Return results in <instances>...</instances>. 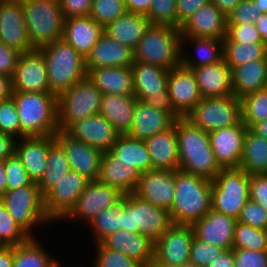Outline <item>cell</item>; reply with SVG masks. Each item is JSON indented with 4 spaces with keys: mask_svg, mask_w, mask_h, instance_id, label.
Segmentation results:
<instances>
[{
    "mask_svg": "<svg viewBox=\"0 0 267 267\" xmlns=\"http://www.w3.org/2000/svg\"><path fill=\"white\" fill-rule=\"evenodd\" d=\"M179 169L214 180L221 168L215 161L209 134L186 117L176 119Z\"/></svg>",
    "mask_w": 267,
    "mask_h": 267,
    "instance_id": "1",
    "label": "cell"
},
{
    "mask_svg": "<svg viewBox=\"0 0 267 267\" xmlns=\"http://www.w3.org/2000/svg\"><path fill=\"white\" fill-rule=\"evenodd\" d=\"M212 180L175 171V196L169 210L172 223L193 225L212 209Z\"/></svg>",
    "mask_w": 267,
    "mask_h": 267,
    "instance_id": "2",
    "label": "cell"
},
{
    "mask_svg": "<svg viewBox=\"0 0 267 267\" xmlns=\"http://www.w3.org/2000/svg\"><path fill=\"white\" fill-rule=\"evenodd\" d=\"M20 122V138L54 135L58 130L57 95L52 92L13 91Z\"/></svg>",
    "mask_w": 267,
    "mask_h": 267,
    "instance_id": "3",
    "label": "cell"
},
{
    "mask_svg": "<svg viewBox=\"0 0 267 267\" xmlns=\"http://www.w3.org/2000/svg\"><path fill=\"white\" fill-rule=\"evenodd\" d=\"M45 57L50 91L59 95L87 76L85 58L63 39L38 48Z\"/></svg>",
    "mask_w": 267,
    "mask_h": 267,
    "instance_id": "4",
    "label": "cell"
},
{
    "mask_svg": "<svg viewBox=\"0 0 267 267\" xmlns=\"http://www.w3.org/2000/svg\"><path fill=\"white\" fill-rule=\"evenodd\" d=\"M133 51L134 61L171 70L181 64L180 29L150 24Z\"/></svg>",
    "mask_w": 267,
    "mask_h": 267,
    "instance_id": "5",
    "label": "cell"
},
{
    "mask_svg": "<svg viewBox=\"0 0 267 267\" xmlns=\"http://www.w3.org/2000/svg\"><path fill=\"white\" fill-rule=\"evenodd\" d=\"M22 6L34 48L62 39L65 17L59 0H22Z\"/></svg>",
    "mask_w": 267,
    "mask_h": 267,
    "instance_id": "6",
    "label": "cell"
},
{
    "mask_svg": "<svg viewBox=\"0 0 267 267\" xmlns=\"http://www.w3.org/2000/svg\"><path fill=\"white\" fill-rule=\"evenodd\" d=\"M172 224L168 209L153 205L133 193L123 196L122 230L140 233L156 243Z\"/></svg>",
    "mask_w": 267,
    "mask_h": 267,
    "instance_id": "7",
    "label": "cell"
},
{
    "mask_svg": "<svg viewBox=\"0 0 267 267\" xmlns=\"http://www.w3.org/2000/svg\"><path fill=\"white\" fill-rule=\"evenodd\" d=\"M102 93L84 77L57 96L58 127L66 131L74 122L99 114Z\"/></svg>",
    "mask_w": 267,
    "mask_h": 267,
    "instance_id": "8",
    "label": "cell"
},
{
    "mask_svg": "<svg viewBox=\"0 0 267 267\" xmlns=\"http://www.w3.org/2000/svg\"><path fill=\"white\" fill-rule=\"evenodd\" d=\"M249 196V174L240 168L221 169L212 181V209L237 220Z\"/></svg>",
    "mask_w": 267,
    "mask_h": 267,
    "instance_id": "9",
    "label": "cell"
},
{
    "mask_svg": "<svg viewBox=\"0 0 267 267\" xmlns=\"http://www.w3.org/2000/svg\"><path fill=\"white\" fill-rule=\"evenodd\" d=\"M133 73L134 95L151 107L169 112L175 119L180 116L174 111L167 90L169 71L163 67L134 61Z\"/></svg>",
    "mask_w": 267,
    "mask_h": 267,
    "instance_id": "10",
    "label": "cell"
},
{
    "mask_svg": "<svg viewBox=\"0 0 267 267\" xmlns=\"http://www.w3.org/2000/svg\"><path fill=\"white\" fill-rule=\"evenodd\" d=\"M186 118L207 133L238 125L242 121L241 100L235 95L202 98Z\"/></svg>",
    "mask_w": 267,
    "mask_h": 267,
    "instance_id": "11",
    "label": "cell"
},
{
    "mask_svg": "<svg viewBox=\"0 0 267 267\" xmlns=\"http://www.w3.org/2000/svg\"><path fill=\"white\" fill-rule=\"evenodd\" d=\"M0 200L14 220L31 236V229L37 223L51 222L43 207V196L36 182L30 185L7 190Z\"/></svg>",
    "mask_w": 267,
    "mask_h": 267,
    "instance_id": "12",
    "label": "cell"
},
{
    "mask_svg": "<svg viewBox=\"0 0 267 267\" xmlns=\"http://www.w3.org/2000/svg\"><path fill=\"white\" fill-rule=\"evenodd\" d=\"M89 180L70 171L43 195V207L50 221L64 219L75 207Z\"/></svg>",
    "mask_w": 267,
    "mask_h": 267,
    "instance_id": "13",
    "label": "cell"
},
{
    "mask_svg": "<svg viewBox=\"0 0 267 267\" xmlns=\"http://www.w3.org/2000/svg\"><path fill=\"white\" fill-rule=\"evenodd\" d=\"M194 236L192 225L173 223L155 243L154 260L158 264L172 267L189 263Z\"/></svg>",
    "mask_w": 267,
    "mask_h": 267,
    "instance_id": "14",
    "label": "cell"
},
{
    "mask_svg": "<svg viewBox=\"0 0 267 267\" xmlns=\"http://www.w3.org/2000/svg\"><path fill=\"white\" fill-rule=\"evenodd\" d=\"M123 194L98 180L89 181L80 194L75 207L66 216L70 219H84L89 224L99 213L118 204Z\"/></svg>",
    "mask_w": 267,
    "mask_h": 267,
    "instance_id": "15",
    "label": "cell"
},
{
    "mask_svg": "<svg viewBox=\"0 0 267 267\" xmlns=\"http://www.w3.org/2000/svg\"><path fill=\"white\" fill-rule=\"evenodd\" d=\"M12 88L20 92H51L45 57L39 49L20 54L12 76Z\"/></svg>",
    "mask_w": 267,
    "mask_h": 267,
    "instance_id": "16",
    "label": "cell"
},
{
    "mask_svg": "<svg viewBox=\"0 0 267 267\" xmlns=\"http://www.w3.org/2000/svg\"><path fill=\"white\" fill-rule=\"evenodd\" d=\"M0 41L20 53L35 49L29 39L22 0H0Z\"/></svg>",
    "mask_w": 267,
    "mask_h": 267,
    "instance_id": "17",
    "label": "cell"
},
{
    "mask_svg": "<svg viewBox=\"0 0 267 267\" xmlns=\"http://www.w3.org/2000/svg\"><path fill=\"white\" fill-rule=\"evenodd\" d=\"M54 137L64 150L72 171L78 172L89 181L98 179L102 151L73 139L65 131L58 130Z\"/></svg>",
    "mask_w": 267,
    "mask_h": 267,
    "instance_id": "18",
    "label": "cell"
},
{
    "mask_svg": "<svg viewBox=\"0 0 267 267\" xmlns=\"http://www.w3.org/2000/svg\"><path fill=\"white\" fill-rule=\"evenodd\" d=\"M167 90L174 111L186 117L202 99L192 69L180 64L169 71Z\"/></svg>",
    "mask_w": 267,
    "mask_h": 267,
    "instance_id": "19",
    "label": "cell"
},
{
    "mask_svg": "<svg viewBox=\"0 0 267 267\" xmlns=\"http://www.w3.org/2000/svg\"><path fill=\"white\" fill-rule=\"evenodd\" d=\"M247 129V126L241 121L238 125L208 133L215 161L221 169L239 167Z\"/></svg>",
    "mask_w": 267,
    "mask_h": 267,
    "instance_id": "20",
    "label": "cell"
},
{
    "mask_svg": "<svg viewBox=\"0 0 267 267\" xmlns=\"http://www.w3.org/2000/svg\"><path fill=\"white\" fill-rule=\"evenodd\" d=\"M133 194L170 210L175 196V171L152 169L142 173Z\"/></svg>",
    "mask_w": 267,
    "mask_h": 267,
    "instance_id": "21",
    "label": "cell"
},
{
    "mask_svg": "<svg viewBox=\"0 0 267 267\" xmlns=\"http://www.w3.org/2000/svg\"><path fill=\"white\" fill-rule=\"evenodd\" d=\"M65 132L73 139L82 141L102 152L110 151L120 135L101 114L74 122Z\"/></svg>",
    "mask_w": 267,
    "mask_h": 267,
    "instance_id": "22",
    "label": "cell"
},
{
    "mask_svg": "<svg viewBox=\"0 0 267 267\" xmlns=\"http://www.w3.org/2000/svg\"><path fill=\"white\" fill-rule=\"evenodd\" d=\"M180 32L181 36L223 40L227 35V16L209 2L181 25Z\"/></svg>",
    "mask_w": 267,
    "mask_h": 267,
    "instance_id": "23",
    "label": "cell"
},
{
    "mask_svg": "<svg viewBox=\"0 0 267 267\" xmlns=\"http://www.w3.org/2000/svg\"><path fill=\"white\" fill-rule=\"evenodd\" d=\"M236 223L235 218L211 209L192 226L195 237L200 241L229 250L233 249Z\"/></svg>",
    "mask_w": 267,
    "mask_h": 267,
    "instance_id": "24",
    "label": "cell"
},
{
    "mask_svg": "<svg viewBox=\"0 0 267 267\" xmlns=\"http://www.w3.org/2000/svg\"><path fill=\"white\" fill-rule=\"evenodd\" d=\"M134 62V51L103 33L92 51L85 58L87 73L99 67H130Z\"/></svg>",
    "mask_w": 267,
    "mask_h": 267,
    "instance_id": "25",
    "label": "cell"
},
{
    "mask_svg": "<svg viewBox=\"0 0 267 267\" xmlns=\"http://www.w3.org/2000/svg\"><path fill=\"white\" fill-rule=\"evenodd\" d=\"M20 142L16 144L15 141L14 152L21 159L30 179L37 183L46 171L48 151L56 142L55 137H23Z\"/></svg>",
    "mask_w": 267,
    "mask_h": 267,
    "instance_id": "26",
    "label": "cell"
},
{
    "mask_svg": "<svg viewBox=\"0 0 267 267\" xmlns=\"http://www.w3.org/2000/svg\"><path fill=\"white\" fill-rule=\"evenodd\" d=\"M103 33L104 28L89 15L64 19L62 39L84 58L92 51Z\"/></svg>",
    "mask_w": 267,
    "mask_h": 267,
    "instance_id": "27",
    "label": "cell"
},
{
    "mask_svg": "<svg viewBox=\"0 0 267 267\" xmlns=\"http://www.w3.org/2000/svg\"><path fill=\"white\" fill-rule=\"evenodd\" d=\"M135 165L120 162L110 151L103 152L98 181L114 187L123 195L132 194L141 177Z\"/></svg>",
    "mask_w": 267,
    "mask_h": 267,
    "instance_id": "28",
    "label": "cell"
},
{
    "mask_svg": "<svg viewBox=\"0 0 267 267\" xmlns=\"http://www.w3.org/2000/svg\"><path fill=\"white\" fill-rule=\"evenodd\" d=\"M105 248L112 249L134 259L143 267L154 260L155 243L140 233L118 230L100 242Z\"/></svg>",
    "mask_w": 267,
    "mask_h": 267,
    "instance_id": "29",
    "label": "cell"
},
{
    "mask_svg": "<svg viewBox=\"0 0 267 267\" xmlns=\"http://www.w3.org/2000/svg\"><path fill=\"white\" fill-rule=\"evenodd\" d=\"M192 71L202 98L234 95L231 68L224 58L214 64L193 68Z\"/></svg>",
    "mask_w": 267,
    "mask_h": 267,
    "instance_id": "30",
    "label": "cell"
},
{
    "mask_svg": "<svg viewBox=\"0 0 267 267\" xmlns=\"http://www.w3.org/2000/svg\"><path fill=\"white\" fill-rule=\"evenodd\" d=\"M175 120L169 112L151 107L137 99L132 128L127 135L135 139L145 140L158 132L168 130Z\"/></svg>",
    "mask_w": 267,
    "mask_h": 267,
    "instance_id": "31",
    "label": "cell"
},
{
    "mask_svg": "<svg viewBox=\"0 0 267 267\" xmlns=\"http://www.w3.org/2000/svg\"><path fill=\"white\" fill-rule=\"evenodd\" d=\"M152 160V169H179L178 139L176 134V120L165 131L158 132L145 139Z\"/></svg>",
    "mask_w": 267,
    "mask_h": 267,
    "instance_id": "32",
    "label": "cell"
},
{
    "mask_svg": "<svg viewBox=\"0 0 267 267\" xmlns=\"http://www.w3.org/2000/svg\"><path fill=\"white\" fill-rule=\"evenodd\" d=\"M137 97L132 95L103 94L99 114L105 117L120 134L132 128Z\"/></svg>",
    "mask_w": 267,
    "mask_h": 267,
    "instance_id": "33",
    "label": "cell"
},
{
    "mask_svg": "<svg viewBox=\"0 0 267 267\" xmlns=\"http://www.w3.org/2000/svg\"><path fill=\"white\" fill-rule=\"evenodd\" d=\"M87 76L103 94H134L133 73L130 67H99L91 69Z\"/></svg>",
    "mask_w": 267,
    "mask_h": 267,
    "instance_id": "34",
    "label": "cell"
},
{
    "mask_svg": "<svg viewBox=\"0 0 267 267\" xmlns=\"http://www.w3.org/2000/svg\"><path fill=\"white\" fill-rule=\"evenodd\" d=\"M233 94L241 99L246 95L265 89L267 58L251 61L231 70Z\"/></svg>",
    "mask_w": 267,
    "mask_h": 267,
    "instance_id": "35",
    "label": "cell"
},
{
    "mask_svg": "<svg viewBox=\"0 0 267 267\" xmlns=\"http://www.w3.org/2000/svg\"><path fill=\"white\" fill-rule=\"evenodd\" d=\"M149 25V19L145 15L127 11L105 26L104 33L134 50Z\"/></svg>",
    "mask_w": 267,
    "mask_h": 267,
    "instance_id": "36",
    "label": "cell"
},
{
    "mask_svg": "<svg viewBox=\"0 0 267 267\" xmlns=\"http://www.w3.org/2000/svg\"><path fill=\"white\" fill-rule=\"evenodd\" d=\"M110 152L120 162L135 165L141 173L152 170V160L145 140L135 139L127 134H120L112 145Z\"/></svg>",
    "mask_w": 267,
    "mask_h": 267,
    "instance_id": "37",
    "label": "cell"
},
{
    "mask_svg": "<svg viewBox=\"0 0 267 267\" xmlns=\"http://www.w3.org/2000/svg\"><path fill=\"white\" fill-rule=\"evenodd\" d=\"M247 174H267V140L247 129L239 167Z\"/></svg>",
    "mask_w": 267,
    "mask_h": 267,
    "instance_id": "38",
    "label": "cell"
},
{
    "mask_svg": "<svg viewBox=\"0 0 267 267\" xmlns=\"http://www.w3.org/2000/svg\"><path fill=\"white\" fill-rule=\"evenodd\" d=\"M192 42L197 49V60H191L183 53V46L186 41ZM184 43V44H183ZM223 56V40L215 38H194L190 36H181V64L187 68L193 69L208 64H214L221 61ZM196 61V62H195Z\"/></svg>",
    "mask_w": 267,
    "mask_h": 267,
    "instance_id": "39",
    "label": "cell"
},
{
    "mask_svg": "<svg viewBox=\"0 0 267 267\" xmlns=\"http://www.w3.org/2000/svg\"><path fill=\"white\" fill-rule=\"evenodd\" d=\"M223 56L232 70L251 61L267 58V44L235 42L226 35L223 39Z\"/></svg>",
    "mask_w": 267,
    "mask_h": 267,
    "instance_id": "40",
    "label": "cell"
},
{
    "mask_svg": "<svg viewBox=\"0 0 267 267\" xmlns=\"http://www.w3.org/2000/svg\"><path fill=\"white\" fill-rule=\"evenodd\" d=\"M70 171V163L64 150L55 142L48 151L46 171L37 182L40 194L43 196L57 181Z\"/></svg>",
    "mask_w": 267,
    "mask_h": 267,
    "instance_id": "41",
    "label": "cell"
},
{
    "mask_svg": "<svg viewBox=\"0 0 267 267\" xmlns=\"http://www.w3.org/2000/svg\"><path fill=\"white\" fill-rule=\"evenodd\" d=\"M39 244L31 237L27 242L13 246L12 267H59V262L51 259Z\"/></svg>",
    "mask_w": 267,
    "mask_h": 267,
    "instance_id": "42",
    "label": "cell"
},
{
    "mask_svg": "<svg viewBox=\"0 0 267 267\" xmlns=\"http://www.w3.org/2000/svg\"><path fill=\"white\" fill-rule=\"evenodd\" d=\"M123 199L116 205L99 213L91 222L95 231V242L100 243L105 237L122 230Z\"/></svg>",
    "mask_w": 267,
    "mask_h": 267,
    "instance_id": "43",
    "label": "cell"
},
{
    "mask_svg": "<svg viewBox=\"0 0 267 267\" xmlns=\"http://www.w3.org/2000/svg\"><path fill=\"white\" fill-rule=\"evenodd\" d=\"M241 100L242 122L249 129L253 124L267 119V90L244 96Z\"/></svg>",
    "mask_w": 267,
    "mask_h": 267,
    "instance_id": "44",
    "label": "cell"
},
{
    "mask_svg": "<svg viewBox=\"0 0 267 267\" xmlns=\"http://www.w3.org/2000/svg\"><path fill=\"white\" fill-rule=\"evenodd\" d=\"M266 237L267 230L237 221L234 231L233 249L264 251L266 250Z\"/></svg>",
    "mask_w": 267,
    "mask_h": 267,
    "instance_id": "45",
    "label": "cell"
},
{
    "mask_svg": "<svg viewBox=\"0 0 267 267\" xmlns=\"http://www.w3.org/2000/svg\"><path fill=\"white\" fill-rule=\"evenodd\" d=\"M30 238L31 236L14 220L0 200V242L4 246H16Z\"/></svg>",
    "mask_w": 267,
    "mask_h": 267,
    "instance_id": "46",
    "label": "cell"
},
{
    "mask_svg": "<svg viewBox=\"0 0 267 267\" xmlns=\"http://www.w3.org/2000/svg\"><path fill=\"white\" fill-rule=\"evenodd\" d=\"M126 12L123 0H93L89 16L104 28Z\"/></svg>",
    "mask_w": 267,
    "mask_h": 267,
    "instance_id": "47",
    "label": "cell"
},
{
    "mask_svg": "<svg viewBox=\"0 0 267 267\" xmlns=\"http://www.w3.org/2000/svg\"><path fill=\"white\" fill-rule=\"evenodd\" d=\"M151 25L171 26L178 29L176 0H152L145 15Z\"/></svg>",
    "mask_w": 267,
    "mask_h": 267,
    "instance_id": "48",
    "label": "cell"
},
{
    "mask_svg": "<svg viewBox=\"0 0 267 267\" xmlns=\"http://www.w3.org/2000/svg\"><path fill=\"white\" fill-rule=\"evenodd\" d=\"M224 250L222 247L202 242L194 236L190 248L189 263L199 267H208L217 260Z\"/></svg>",
    "mask_w": 267,
    "mask_h": 267,
    "instance_id": "49",
    "label": "cell"
},
{
    "mask_svg": "<svg viewBox=\"0 0 267 267\" xmlns=\"http://www.w3.org/2000/svg\"><path fill=\"white\" fill-rule=\"evenodd\" d=\"M4 164L6 170L7 190L27 186L33 182L23 166L21 159L15 152L4 160Z\"/></svg>",
    "mask_w": 267,
    "mask_h": 267,
    "instance_id": "50",
    "label": "cell"
},
{
    "mask_svg": "<svg viewBox=\"0 0 267 267\" xmlns=\"http://www.w3.org/2000/svg\"><path fill=\"white\" fill-rule=\"evenodd\" d=\"M0 132L11 136L13 139L19 136L20 139V122L12 97L0 101Z\"/></svg>",
    "mask_w": 267,
    "mask_h": 267,
    "instance_id": "51",
    "label": "cell"
},
{
    "mask_svg": "<svg viewBox=\"0 0 267 267\" xmlns=\"http://www.w3.org/2000/svg\"><path fill=\"white\" fill-rule=\"evenodd\" d=\"M96 246L97 257L94 267H143L134 259L121 252L105 248L101 243H97Z\"/></svg>",
    "mask_w": 267,
    "mask_h": 267,
    "instance_id": "52",
    "label": "cell"
},
{
    "mask_svg": "<svg viewBox=\"0 0 267 267\" xmlns=\"http://www.w3.org/2000/svg\"><path fill=\"white\" fill-rule=\"evenodd\" d=\"M237 221L267 230V211L259 203L249 198L242 208Z\"/></svg>",
    "mask_w": 267,
    "mask_h": 267,
    "instance_id": "53",
    "label": "cell"
},
{
    "mask_svg": "<svg viewBox=\"0 0 267 267\" xmlns=\"http://www.w3.org/2000/svg\"><path fill=\"white\" fill-rule=\"evenodd\" d=\"M260 14V10L252 0H242L227 16V24H255Z\"/></svg>",
    "mask_w": 267,
    "mask_h": 267,
    "instance_id": "54",
    "label": "cell"
},
{
    "mask_svg": "<svg viewBox=\"0 0 267 267\" xmlns=\"http://www.w3.org/2000/svg\"><path fill=\"white\" fill-rule=\"evenodd\" d=\"M227 36L235 42L264 43L255 24H227Z\"/></svg>",
    "mask_w": 267,
    "mask_h": 267,
    "instance_id": "55",
    "label": "cell"
},
{
    "mask_svg": "<svg viewBox=\"0 0 267 267\" xmlns=\"http://www.w3.org/2000/svg\"><path fill=\"white\" fill-rule=\"evenodd\" d=\"M234 267H267V252L233 249Z\"/></svg>",
    "mask_w": 267,
    "mask_h": 267,
    "instance_id": "56",
    "label": "cell"
},
{
    "mask_svg": "<svg viewBox=\"0 0 267 267\" xmlns=\"http://www.w3.org/2000/svg\"><path fill=\"white\" fill-rule=\"evenodd\" d=\"M249 196L267 211V174L249 175Z\"/></svg>",
    "mask_w": 267,
    "mask_h": 267,
    "instance_id": "57",
    "label": "cell"
},
{
    "mask_svg": "<svg viewBox=\"0 0 267 267\" xmlns=\"http://www.w3.org/2000/svg\"><path fill=\"white\" fill-rule=\"evenodd\" d=\"M20 52L0 41V73L12 77Z\"/></svg>",
    "mask_w": 267,
    "mask_h": 267,
    "instance_id": "58",
    "label": "cell"
},
{
    "mask_svg": "<svg viewBox=\"0 0 267 267\" xmlns=\"http://www.w3.org/2000/svg\"><path fill=\"white\" fill-rule=\"evenodd\" d=\"M93 0H59L65 18L88 16Z\"/></svg>",
    "mask_w": 267,
    "mask_h": 267,
    "instance_id": "59",
    "label": "cell"
},
{
    "mask_svg": "<svg viewBox=\"0 0 267 267\" xmlns=\"http://www.w3.org/2000/svg\"><path fill=\"white\" fill-rule=\"evenodd\" d=\"M209 2L211 0H176L178 29L198 9Z\"/></svg>",
    "mask_w": 267,
    "mask_h": 267,
    "instance_id": "60",
    "label": "cell"
},
{
    "mask_svg": "<svg viewBox=\"0 0 267 267\" xmlns=\"http://www.w3.org/2000/svg\"><path fill=\"white\" fill-rule=\"evenodd\" d=\"M128 12L146 15L151 7L152 0H123Z\"/></svg>",
    "mask_w": 267,
    "mask_h": 267,
    "instance_id": "61",
    "label": "cell"
},
{
    "mask_svg": "<svg viewBox=\"0 0 267 267\" xmlns=\"http://www.w3.org/2000/svg\"><path fill=\"white\" fill-rule=\"evenodd\" d=\"M15 139L0 132V160H5L14 152Z\"/></svg>",
    "mask_w": 267,
    "mask_h": 267,
    "instance_id": "62",
    "label": "cell"
},
{
    "mask_svg": "<svg viewBox=\"0 0 267 267\" xmlns=\"http://www.w3.org/2000/svg\"><path fill=\"white\" fill-rule=\"evenodd\" d=\"M12 94V77L0 73V101L11 98Z\"/></svg>",
    "mask_w": 267,
    "mask_h": 267,
    "instance_id": "63",
    "label": "cell"
},
{
    "mask_svg": "<svg viewBox=\"0 0 267 267\" xmlns=\"http://www.w3.org/2000/svg\"><path fill=\"white\" fill-rule=\"evenodd\" d=\"M208 267H234L233 249L224 250Z\"/></svg>",
    "mask_w": 267,
    "mask_h": 267,
    "instance_id": "64",
    "label": "cell"
},
{
    "mask_svg": "<svg viewBox=\"0 0 267 267\" xmlns=\"http://www.w3.org/2000/svg\"><path fill=\"white\" fill-rule=\"evenodd\" d=\"M242 0H211V2L225 15L228 16Z\"/></svg>",
    "mask_w": 267,
    "mask_h": 267,
    "instance_id": "65",
    "label": "cell"
},
{
    "mask_svg": "<svg viewBox=\"0 0 267 267\" xmlns=\"http://www.w3.org/2000/svg\"><path fill=\"white\" fill-rule=\"evenodd\" d=\"M13 246H3L0 248V267H12Z\"/></svg>",
    "mask_w": 267,
    "mask_h": 267,
    "instance_id": "66",
    "label": "cell"
},
{
    "mask_svg": "<svg viewBox=\"0 0 267 267\" xmlns=\"http://www.w3.org/2000/svg\"><path fill=\"white\" fill-rule=\"evenodd\" d=\"M255 26L259 31L263 42L267 44V13H261L256 20Z\"/></svg>",
    "mask_w": 267,
    "mask_h": 267,
    "instance_id": "67",
    "label": "cell"
},
{
    "mask_svg": "<svg viewBox=\"0 0 267 267\" xmlns=\"http://www.w3.org/2000/svg\"><path fill=\"white\" fill-rule=\"evenodd\" d=\"M249 130L259 137L267 140V119L253 124Z\"/></svg>",
    "mask_w": 267,
    "mask_h": 267,
    "instance_id": "68",
    "label": "cell"
},
{
    "mask_svg": "<svg viewBox=\"0 0 267 267\" xmlns=\"http://www.w3.org/2000/svg\"><path fill=\"white\" fill-rule=\"evenodd\" d=\"M6 170L4 160H0V197L7 191Z\"/></svg>",
    "mask_w": 267,
    "mask_h": 267,
    "instance_id": "69",
    "label": "cell"
},
{
    "mask_svg": "<svg viewBox=\"0 0 267 267\" xmlns=\"http://www.w3.org/2000/svg\"><path fill=\"white\" fill-rule=\"evenodd\" d=\"M261 13H267V0H252Z\"/></svg>",
    "mask_w": 267,
    "mask_h": 267,
    "instance_id": "70",
    "label": "cell"
},
{
    "mask_svg": "<svg viewBox=\"0 0 267 267\" xmlns=\"http://www.w3.org/2000/svg\"><path fill=\"white\" fill-rule=\"evenodd\" d=\"M146 267H172V266H165L162 264H158L155 260H153L148 266Z\"/></svg>",
    "mask_w": 267,
    "mask_h": 267,
    "instance_id": "71",
    "label": "cell"
},
{
    "mask_svg": "<svg viewBox=\"0 0 267 267\" xmlns=\"http://www.w3.org/2000/svg\"><path fill=\"white\" fill-rule=\"evenodd\" d=\"M181 267H199V266L192 264V263H186V264H183Z\"/></svg>",
    "mask_w": 267,
    "mask_h": 267,
    "instance_id": "72",
    "label": "cell"
}]
</instances>
